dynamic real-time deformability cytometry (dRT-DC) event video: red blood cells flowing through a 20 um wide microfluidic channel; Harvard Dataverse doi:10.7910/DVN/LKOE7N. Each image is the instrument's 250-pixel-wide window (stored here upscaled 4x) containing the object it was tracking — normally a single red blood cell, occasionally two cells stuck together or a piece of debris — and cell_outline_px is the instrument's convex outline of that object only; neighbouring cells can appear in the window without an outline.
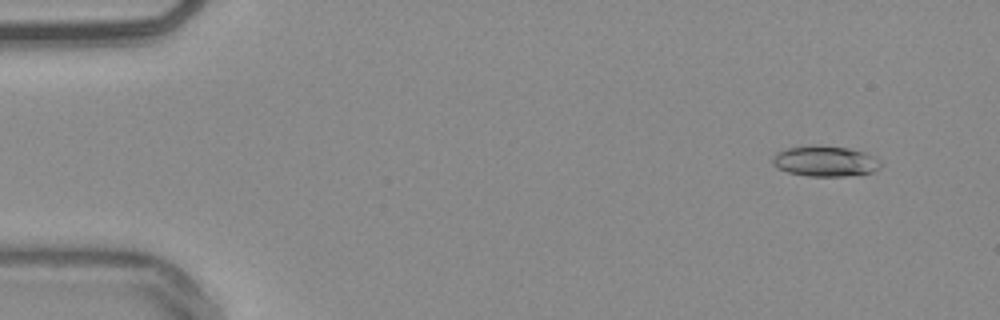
{"species": "common noctule bat (a hibernating species)", "species_latin": "Nyctalus noctula", "temperature_condition": "warm", "stored_images_in_passage": 54, "camera_frame_rate_fps": 3000, "um_per_image_px": 0.085, "animal": {"sex": "male", "body_mass_g": 20.4}, "frame": {"image": 1, "passage_image": 5, "time_ms": 1.333, "image_size_px": [1000, 320], "cell_outline_px": [[884, 164], [880, 168], [872, 172], [844, 176], [808, 176], [788, 172], [776, 168], [772, 164], [772, 156], [776, 152], [788, 148], [816, 144], [848, 148], [864, 152], [876, 156]], "centroid_in_image_um": [70.15, 13.69], "position_along_channel_um": 14.9, "area_um2": 19.59}}
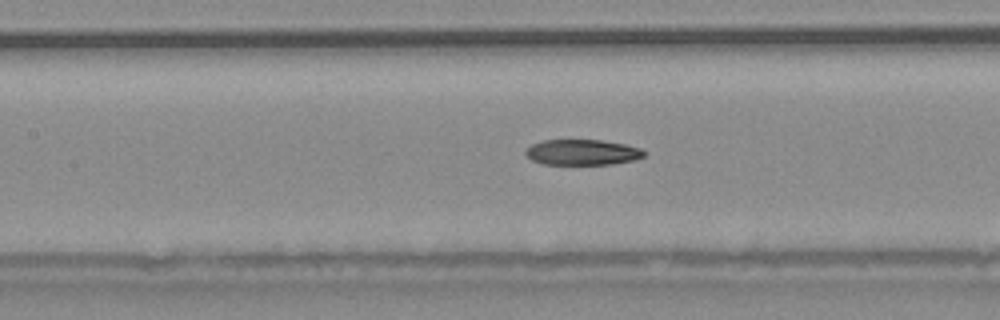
{"frame": {"image": 2, "passage_image": 25, "time_ms": 8.0, "image_size_px": [1000, 320], "cell_outline_px": [[648, 152], [644, 156], [636, 160], [612, 164], [544, 164], [532, 160], [524, 152], [532, 144], [544, 140], [600, 140], [624, 144], [640, 148]], "centroid_in_image_um": [49.54, 12.94], "position_along_channel_um": 157.9, "area_um2": 17.63}}
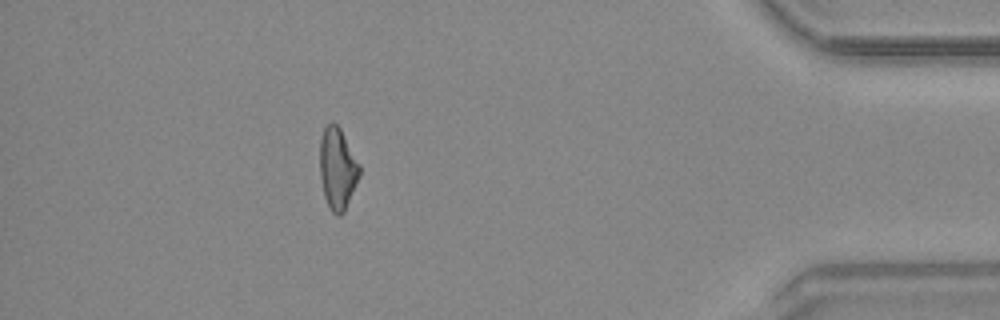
{"frame": {"image": 3, "passage_image": 48, "time_ms": 15.667, "image_size_px": [1000, 320], "cell_outline_px": [[360, 176], [344, 212], [340, 216], [336, 216], [332, 212], [324, 196], [320, 176], [320, 140], [324, 128], [332, 120], [340, 128], [360, 164]], "centroid_in_image_um": [28.69, 14.33], "position_along_channel_um": 406.5, "area_um2": 18.9}, "authors_computed_cell_mechanics": {"area_um2": 18.9584, "velocity_mm_per_s": 3.8694, "shape_relaxation_time_tau1_ms": null, "shape_relaxation_time_tau2_ms": 6.7731, "deformation_change_tau1": null, "deformation_change_tau2": 0.1572}}